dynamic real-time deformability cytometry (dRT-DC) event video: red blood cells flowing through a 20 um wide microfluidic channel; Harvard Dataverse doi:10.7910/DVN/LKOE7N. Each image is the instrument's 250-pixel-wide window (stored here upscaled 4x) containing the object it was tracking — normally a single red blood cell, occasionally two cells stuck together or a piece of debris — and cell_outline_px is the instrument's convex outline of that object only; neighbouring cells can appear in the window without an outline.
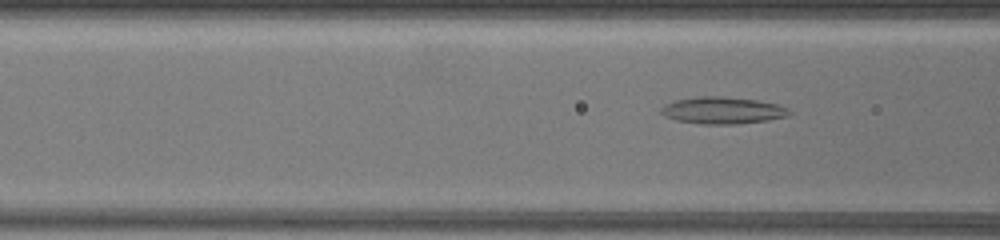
{"species": "common noctule bat (a hibernating species)", "species_latin": "Nyctalus noctula", "temperature_condition": "warm", "stored_images_in_passage": 30, "camera_frame_rate_fps": 3000, "um_per_image_px": 0.085, "animal": {"sex": "female", "body_mass_g": 19.5, "forearm_length_mm": 54.1}, "frame": {"image": 1, "passage_image": 4, "time_ms": 1.0, "image_size_px": [1000, 240], "cell_outline_px": [[792, 112], [788, 116], [768, 120], [736, 124], [700, 124], [676, 120], [664, 116], [660, 112], [660, 108], [664, 104], [676, 100], [700, 96], [720, 96], [756, 100], [776, 104], [788, 108]], "centroid_in_image_um": [61.4, 9.39], "position_along_channel_um": 105.2, "area_um2": 20.11}}
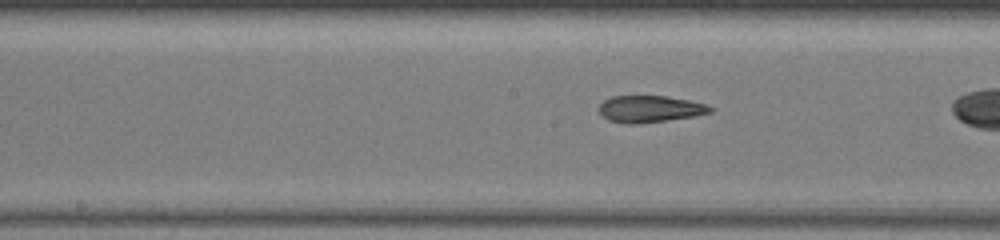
{"frame": {"image": 2, "passage_image": 12, "time_ms": 3.667, "image_size_px": [1000, 240], "cell_outline_px": [[716, 108], [712, 112], [692, 116], [636, 124], [628, 124], [608, 120], [600, 112], [600, 104], [604, 100], [612, 96], [668, 96], [708, 104]], "centroid_in_image_um": [55.28, 9.25], "position_along_channel_um": 192.9, "area_um2": 17.22}}
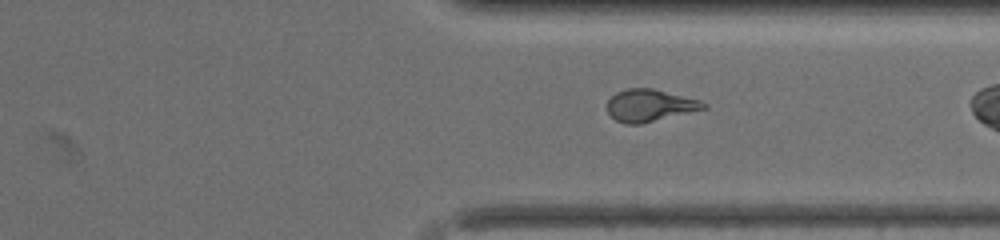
{"frame": {"image": 3, "passage_image": 27, "time_ms": 8.667, "image_size_px": [1000, 240], "cell_outline_px": [[708, 108], [640, 124], [624, 124], [616, 120], [608, 112], [608, 100], [616, 92], [628, 88], [652, 88], [700, 100], [708, 104]], "centroid_in_image_um": [55.25, 8.96], "position_along_channel_um": 356.2, "area_um2": 17.98}}